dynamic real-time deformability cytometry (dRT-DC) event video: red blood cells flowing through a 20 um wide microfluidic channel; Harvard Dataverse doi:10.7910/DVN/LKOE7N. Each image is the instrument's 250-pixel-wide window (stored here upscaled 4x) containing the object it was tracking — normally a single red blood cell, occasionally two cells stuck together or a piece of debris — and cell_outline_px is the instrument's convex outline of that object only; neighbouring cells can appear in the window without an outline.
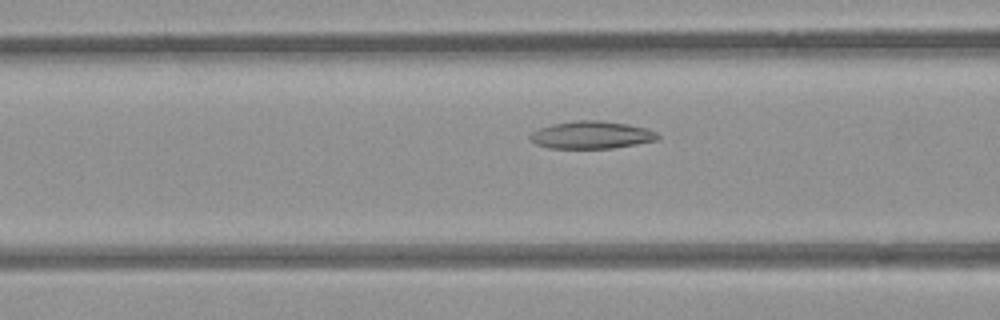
{"species": "common noctule bat (a hibernating species)", "species_latin": "Nyctalus noctula", "temperature_condition": "room temperature", "stored_images_in_passage": 45, "camera_frame_rate_fps": 3000, "um_per_image_px": 0.085, "animal": {"sex": "female", "body_mass_g": 21.9}, "frame": {"image": 1, "passage_image": 13, "time_ms": 4.0, "image_size_px": [1000, 320], "cell_outline_px": [[660, 136], [656, 140], [636, 144], [612, 148], [548, 148], [536, 144], [528, 136], [532, 132], [540, 128], [552, 124], [576, 120], [600, 120], [628, 124], [644, 128], [656, 132]], "centroid_in_image_um": [50.26, 11.47], "position_along_channel_um": 116.3, "area_um2": 20.35}}
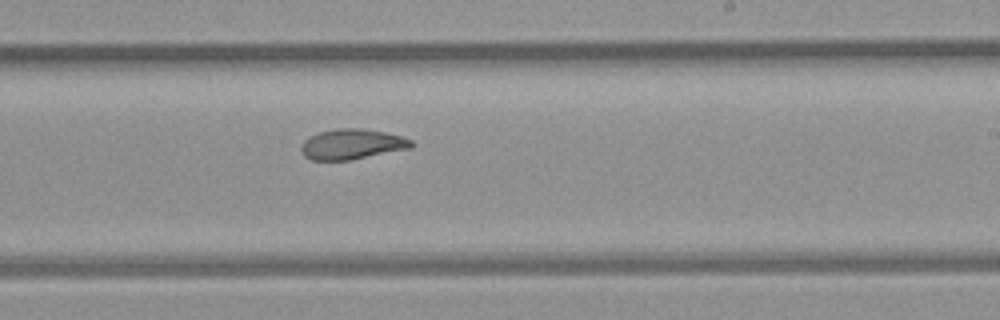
{"frame": {"image": 2, "passage_image": 24, "time_ms": 7.667, "image_size_px": [1000, 320], "cell_outline_px": [[416, 144], [412, 148], [352, 160], [312, 160], [304, 156], [300, 152], [300, 148], [304, 140], [308, 136], [320, 132], [336, 128], [360, 128], [384, 132], [400, 136], [412, 140]], "centroid_in_image_um": [29.92, 12.26], "position_along_channel_um": 259.1, "area_um2": 19.71}}
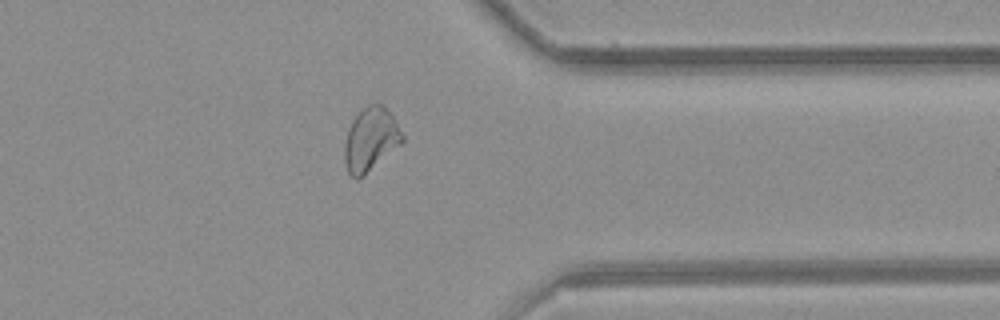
{"frame": {"image": 3, "passage_image": 34, "time_ms": 11.0, "image_size_px": [1000, 320], "cell_outline_px": [[404, 140], [400, 144], [364, 176], [356, 180], [348, 172], [344, 160], [344, 144], [348, 128], [352, 120], [360, 108], [368, 104], [384, 104], [396, 120], [404, 136]], "centroid_in_image_um": [31.49, 11.82], "position_along_channel_um": 379.9, "area_um2": 21.62}, "authors_computed_cell_mechanics": {"area_um2": 21.2126, "velocity_mm_per_s": 3.8834, "shape_relaxation_time_tau1_ms": null, "shape_relaxation_time_tau2_ms": 3.9563, "deformation_change_tau1": null, "deformation_change_tau2": 0.086}}